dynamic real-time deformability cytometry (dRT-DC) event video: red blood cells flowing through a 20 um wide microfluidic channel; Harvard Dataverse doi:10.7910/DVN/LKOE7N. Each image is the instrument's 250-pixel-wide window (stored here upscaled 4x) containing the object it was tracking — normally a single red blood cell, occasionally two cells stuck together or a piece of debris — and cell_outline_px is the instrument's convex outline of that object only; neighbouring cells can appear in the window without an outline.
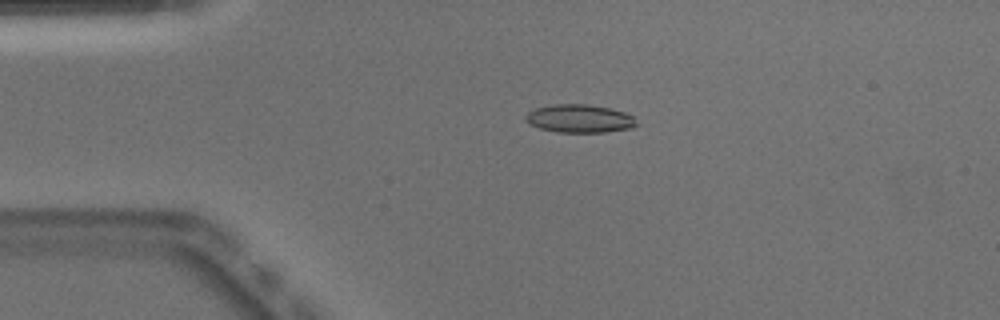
{"species": "Egyptian fruit bat (a non-hibernating species)", "species_latin": "Rousettus aegyptiacus", "temperature_condition": "warm", "stored_images_in_passage": 40, "camera_frame_rate_fps": 3000, "um_per_image_px": 0.085, "animal": {"sex": "male"}, "frame": {"image": 1, "passage_image": 1, "time_ms": 0.0, "image_size_px": [1000, 320], "cell_outline_px": [[636, 124], [632, 128], [604, 132], [556, 132], [540, 128], [528, 124], [524, 120], [524, 116], [528, 112], [536, 108], [556, 104], [588, 104], [608, 108], [624, 112], [632, 116]], "centroid_in_image_um": [49.21, 10.08], "position_along_channel_um": 35.8, "area_um2": 18.09}}
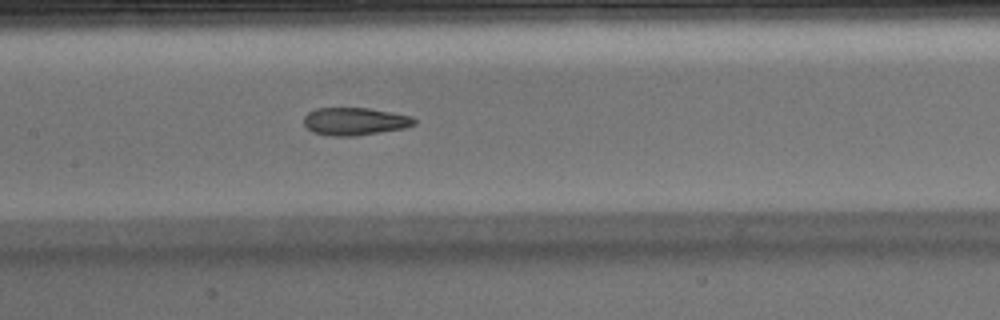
{"frame": {"image": 2, "passage_image": 14, "time_ms": 4.333, "image_size_px": [1000, 320], "cell_outline_px": [[416, 124], [404, 128], [356, 136], [328, 136], [312, 132], [304, 124], [304, 116], [308, 112], [316, 108], [368, 108], [392, 112], [412, 116], [416, 120]], "centroid_in_image_um": [30.15, 10.32], "position_along_channel_um": 177.2, "area_um2": 17.92}}
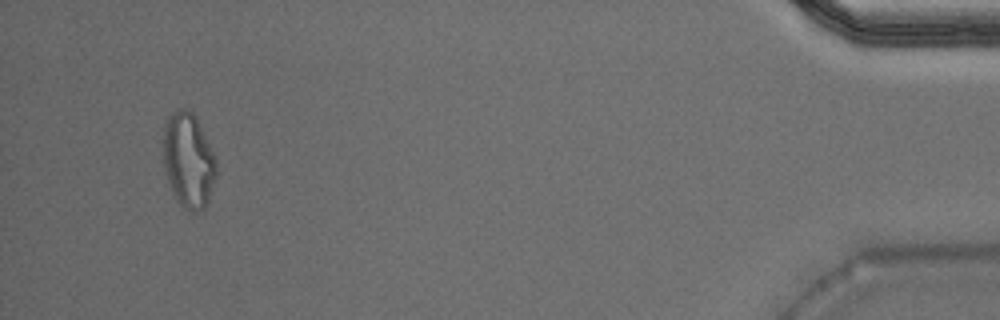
{"frame": {"image": 3, "passage_image": 38, "time_ms": 12.333, "image_size_px": [1000, 320], "cell_outline_px": [[216, 176], [208, 200], [204, 208], [196, 212], [192, 212], [184, 208], [176, 200], [164, 172], [164, 124], [168, 116], [180, 108], [184, 108], [192, 112], [196, 116], [216, 160]], "centroid_in_image_um": [16.01, 13.64], "position_along_channel_um": 419.2, "area_um2": 29.19}, "authors_computed_cell_mechanics": {"area_um2": 18.6405, "velocity_mm_per_s": 3.993, "shape_relaxation_time_tau1_ms": 9.3203, "shape_relaxation_time_tau2_ms": 1.7786, "deformation_change_tau1": 0.2516, "deformation_change_tau2": 0.0957}}